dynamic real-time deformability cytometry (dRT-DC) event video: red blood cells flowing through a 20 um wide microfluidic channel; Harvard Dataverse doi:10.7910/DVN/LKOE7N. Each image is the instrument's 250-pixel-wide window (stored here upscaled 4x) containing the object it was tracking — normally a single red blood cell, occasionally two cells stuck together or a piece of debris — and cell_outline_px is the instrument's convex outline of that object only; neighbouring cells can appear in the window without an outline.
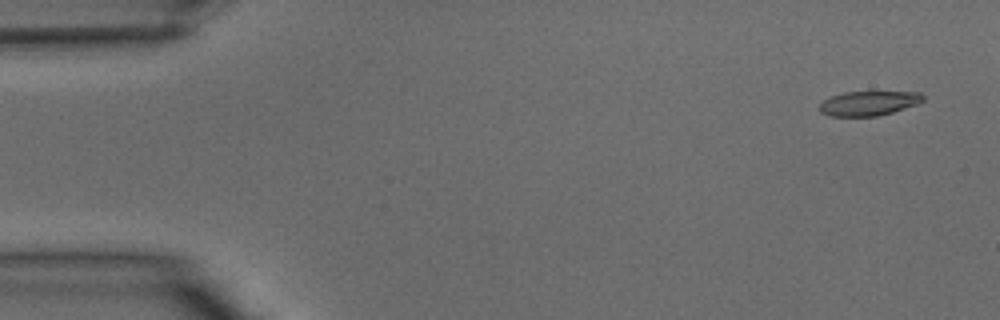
{"species": "common noctule bat (a hibernating species)", "species_latin": "Nyctalus noctula", "temperature_condition": "warm", "stored_images_in_passage": 38, "camera_frame_rate_fps": 3000, "um_per_image_px": 0.085, "animal": {"sex": "male", "body_mass_g": 15.6}, "frame": {"image": 1, "passage_image": 2, "time_ms": 0.333, "image_size_px": [1000, 320], "cell_outline_px": [[924, 100], [920, 104], [892, 112], [876, 116], [832, 116], [820, 112], [820, 104], [824, 100], [832, 96], [844, 92], [920, 92], [924, 96]], "centroid_in_image_um": [73.88, 8.78], "position_along_channel_um": 11.1, "area_um2": 14.74}}
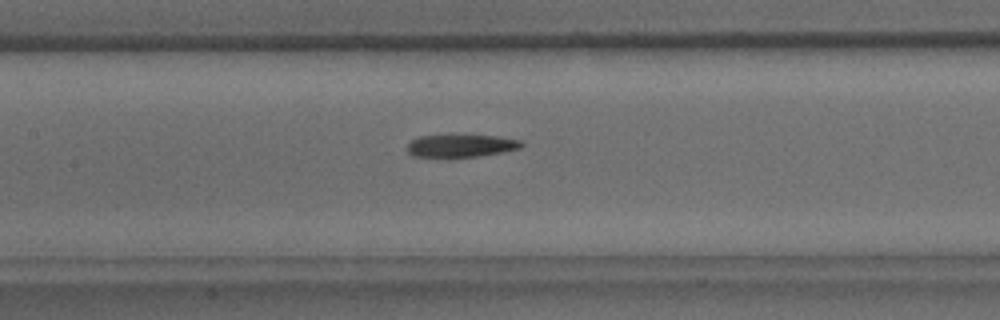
{"frame": {"image": 2, "passage_image": 18, "time_ms": 5.667, "image_size_px": [1000, 320], "cell_outline_px": [[524, 144], [520, 148], [500, 152], [476, 156], [412, 156], [408, 152], [408, 144], [412, 140], [420, 136], [500, 136], [520, 140]], "centroid_in_image_um": [39.21, 12.38], "position_along_channel_um": 168.2, "area_um2": 14.45}}
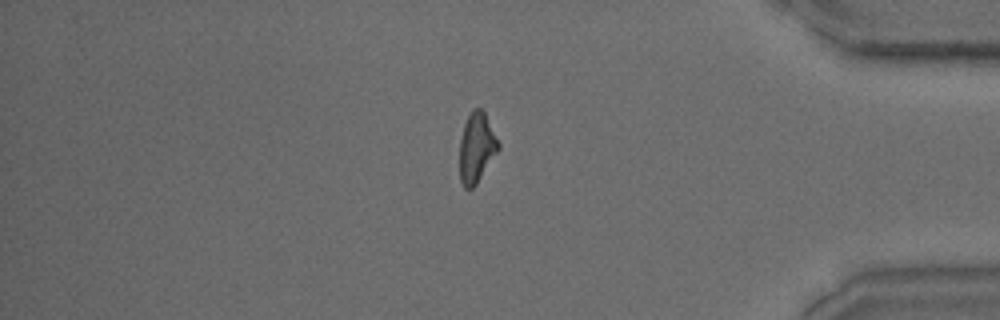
{"frame": {"image": 3, "passage_image": 33, "time_ms": 10.667, "image_size_px": [1000, 320], "cell_outline_px": [[500, 148], [476, 184], [472, 188], [464, 188], [460, 180], [460, 140], [464, 124], [472, 108], [480, 108], [484, 112], [500, 144]], "centroid_in_image_um": [40.5, 12.55], "position_along_channel_um": 394.7, "area_um2": 15.61}}